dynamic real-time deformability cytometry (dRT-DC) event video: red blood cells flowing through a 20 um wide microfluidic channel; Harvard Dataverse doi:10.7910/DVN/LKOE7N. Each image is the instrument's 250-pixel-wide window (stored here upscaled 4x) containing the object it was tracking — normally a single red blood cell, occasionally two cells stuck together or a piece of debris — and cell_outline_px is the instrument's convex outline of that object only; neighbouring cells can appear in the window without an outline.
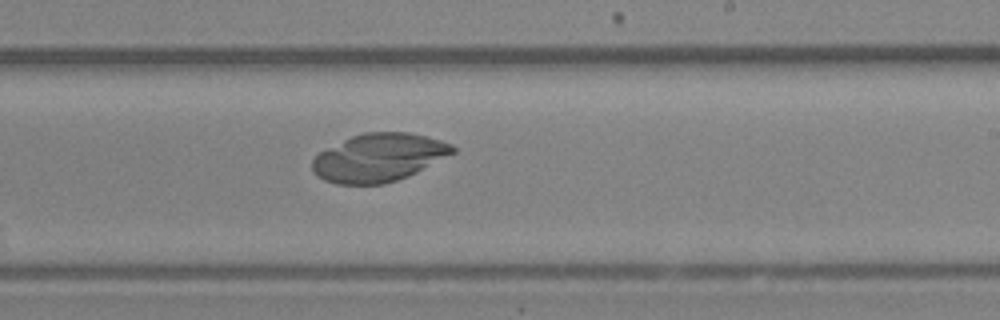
{"species": "Egyptian fruit bat (a non-hibernating species)", "species_latin": "Rousettus aegyptiacus", "temperature_condition": "room temperature", "stored_images_in_passage": 41, "camera_frame_rate_fps": 3000, "um_per_image_px": 0.085, "animal": {"sex": "female"}, "frame": {"image": 1, "passage_image": 25, "time_ms": 8.0, "image_size_px": [1000, 320], "cell_outline_px": [[456, 152], [408, 176], [384, 184], [336, 184], [324, 180], [312, 168], [312, 160], [320, 152], [352, 136], [364, 132], [408, 132], [428, 136], [452, 144], [456, 148]], "centroid_in_image_um": [32.23, 13.39], "position_along_channel_um": 256.8, "area_um2": 39.02}}
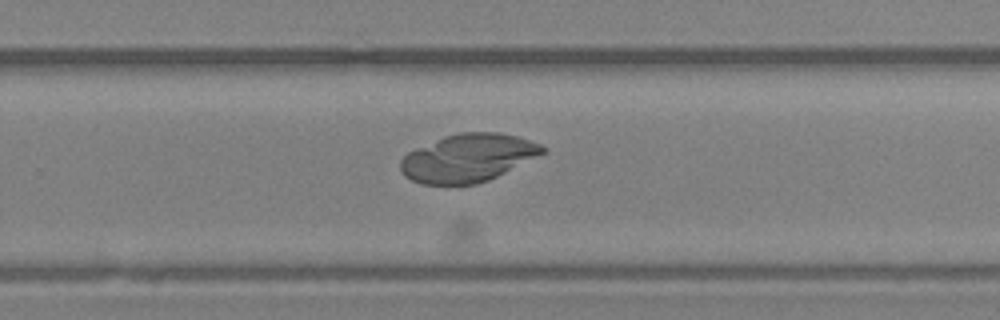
{"frame": {"image": 2, "passage_image": 27, "time_ms": 8.667, "image_size_px": [1000, 320], "cell_outline_px": [[548, 148], [544, 152], [488, 180], [476, 184], [420, 184], [404, 176], [400, 172], [400, 160], [408, 152], [416, 148], [444, 136], [460, 132], [496, 132], [516, 136], [540, 144]], "centroid_in_image_um": [39.72, 13.42], "position_along_channel_um": 290.1, "area_um2": 39.25}}